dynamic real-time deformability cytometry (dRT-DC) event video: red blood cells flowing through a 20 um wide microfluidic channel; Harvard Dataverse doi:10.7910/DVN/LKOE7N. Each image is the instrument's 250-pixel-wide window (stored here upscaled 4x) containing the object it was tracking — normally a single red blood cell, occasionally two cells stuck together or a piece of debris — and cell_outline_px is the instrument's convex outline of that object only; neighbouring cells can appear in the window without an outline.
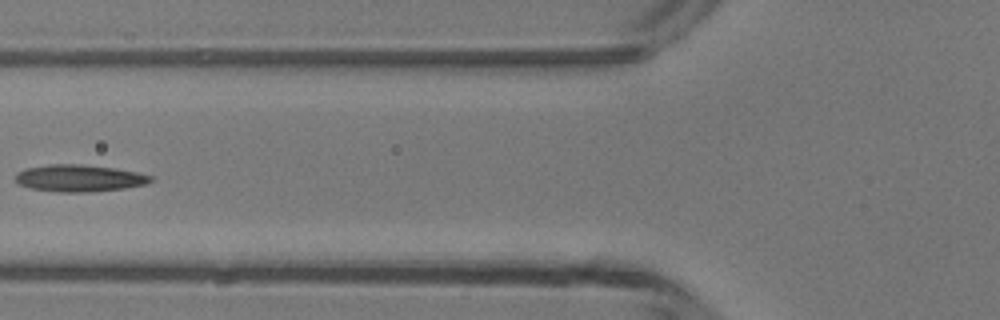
{"species": "common noctule bat (a hibernating species)", "species_latin": "Nyctalus noctula", "temperature_condition": "room temperature", "stored_images_in_passage": 5, "camera_frame_rate_fps": 3000, "um_per_image_px": 0.085, "animal": {"sex": "male", "body_mass_g": 13.3}, "frame": {"image": 1, "passage_image": 5, "time_ms": 4.667, "image_size_px": [1000, 320], "cell_outline_px": [[152, 180], [144, 184], [124, 188], [88, 192], [60, 192], [28, 188], [20, 184], [16, 180], [16, 172], [24, 168], [48, 164], [80, 164], [112, 168], [136, 172], [152, 176]], "centroid_in_image_um": [6.67, 15.14], "position_along_channel_um": 119.1, "area_um2": 21.1}}